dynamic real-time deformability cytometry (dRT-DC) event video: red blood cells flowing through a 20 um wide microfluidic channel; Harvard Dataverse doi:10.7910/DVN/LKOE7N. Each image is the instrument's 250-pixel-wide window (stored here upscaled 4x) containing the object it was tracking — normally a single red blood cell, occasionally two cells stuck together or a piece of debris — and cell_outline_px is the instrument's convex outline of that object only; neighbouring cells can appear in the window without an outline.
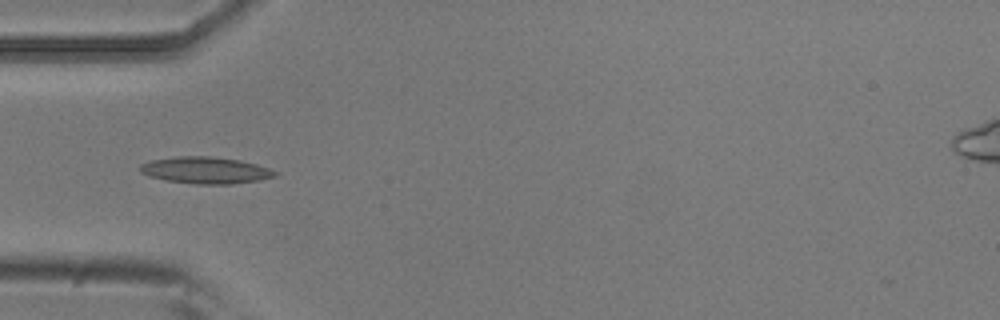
{"species": "common noctule bat (a hibernating species)", "species_latin": "Nyctalus noctula", "temperature_condition": "room temperature", "stored_images_in_passage": 5, "camera_frame_rate_fps": 3000, "um_per_image_px": 0.085, "animal": {"sex": "male", "body_mass_g": 20.5, "forearm_length_mm": 52.5}, "frame": {"image": 1, "passage_image": 3, "time_ms": 0.667, "image_size_px": [1000, 320], "cell_outline_px": [[280, 172], [276, 176], [260, 180], [232, 184], [196, 184], [164, 180], [148, 176], [140, 172], [140, 164], [152, 160], [176, 156], [208, 156], [240, 160], [256, 164]], "centroid_in_image_um": [17.48, 14.47], "position_along_channel_um": 67.5, "area_um2": 21.1}}
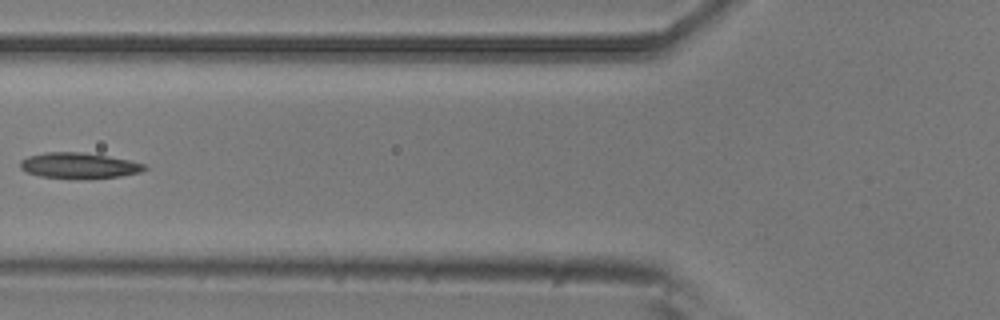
{"frame": {"image": 2, "passage_image": 4, "time_ms": 1.0, "image_size_px": [1000, 320], "cell_outline_px": [[148, 168], [140, 172], [120, 176], [88, 180], [68, 180], [40, 176], [28, 172], [20, 168], [20, 160], [28, 156], [44, 152], [80, 152], [108, 156], [128, 160], [144, 164]], "centroid_in_image_um": [6.69, 14.1], "position_along_channel_um": 119.1, "area_um2": 19.07}}
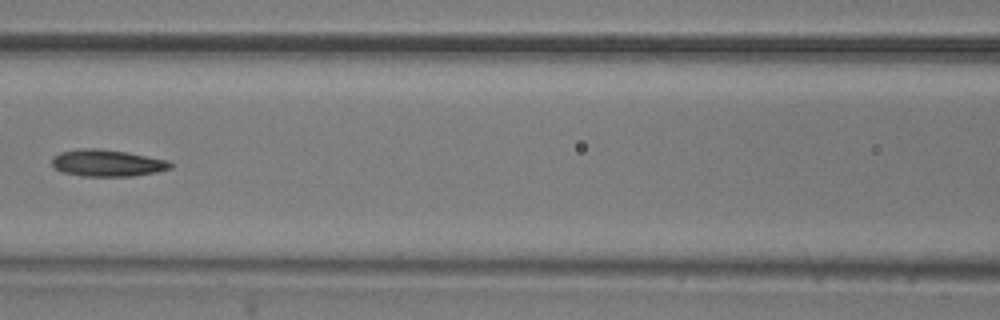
{"frame": {"image": 3, "passage_image": 5, "time_ms": 1.333, "image_size_px": [1000, 320], "cell_outline_px": [[172, 168], [156, 172], [132, 176], [84, 176], [64, 172], [56, 168], [52, 164], [52, 156], [60, 152], [80, 148], [100, 148], [124, 152], [168, 160], [172, 164]], "centroid_in_image_um": [9.1, 13.85], "position_along_channel_um": 157.5, "area_um2": 18.38}}